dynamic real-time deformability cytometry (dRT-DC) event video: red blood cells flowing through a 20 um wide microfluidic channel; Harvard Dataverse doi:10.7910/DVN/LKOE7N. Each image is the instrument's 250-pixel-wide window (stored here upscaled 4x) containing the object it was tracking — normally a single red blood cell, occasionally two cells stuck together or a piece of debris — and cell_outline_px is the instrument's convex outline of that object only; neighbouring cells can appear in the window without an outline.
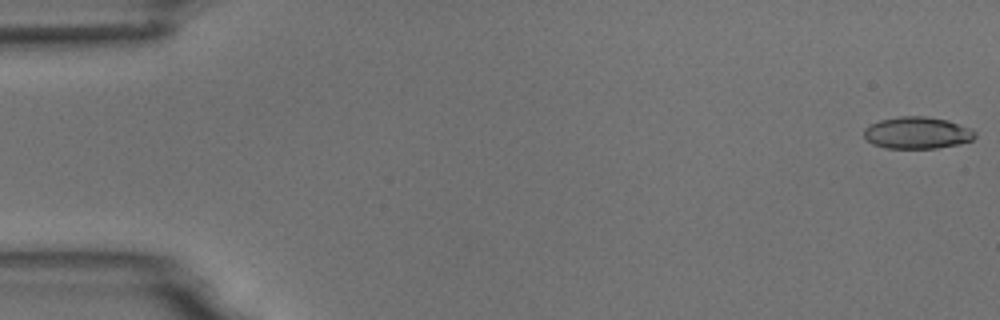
{"species": "common noctule bat (a hibernating species)", "species_latin": "Nyctalus noctula", "temperature_condition": "room temperature", "stored_images_in_passage": 10, "camera_frame_rate_fps": 3000, "um_per_image_px": 0.085, "animal": {"sex": "male", "body_mass_g": 18.8}, "frame": {"image": 1, "passage_image": 1, "time_ms": 0.0, "image_size_px": [1000, 320], "cell_outline_px": [[976, 136], [972, 140], [956, 144], [936, 148], [884, 148], [872, 144], [864, 136], [864, 128], [880, 120], [900, 116], [924, 116], [948, 120], [972, 128], [976, 132]], "centroid_in_image_um": [77.97, 11.28], "position_along_channel_um": 7.0, "area_um2": 20.63}}
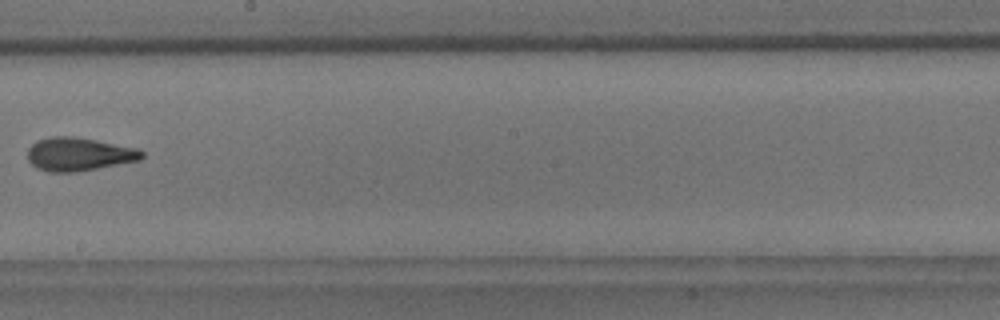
{"frame": {"image": 2, "passage_image": 9, "time_ms": 10.0, "image_size_px": [1000, 320], "cell_outline_px": [[144, 156], [140, 160], [76, 172], [48, 172], [36, 168], [28, 160], [28, 148], [36, 140], [48, 136], [72, 136], [96, 140], [136, 148], [144, 152]], "centroid_in_image_um": [6.67, 13.1], "position_along_channel_um": 241.5, "area_um2": 22.25}}
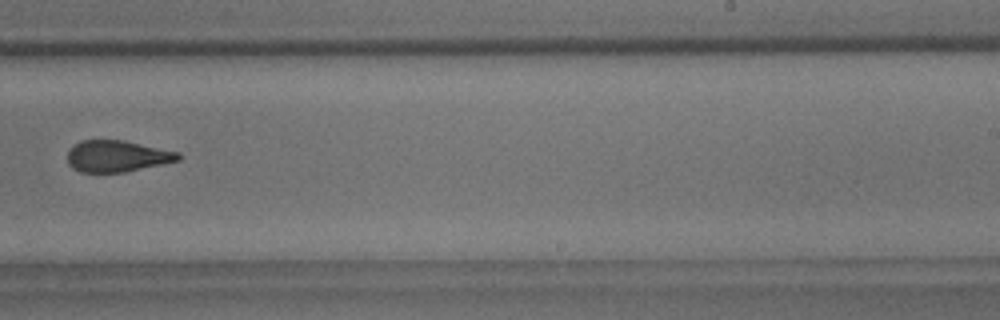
{"frame": {"image": 3, "passage_image": 10, "time_ms": 11.0, "image_size_px": [1000, 320], "cell_outline_px": [[184, 156], [180, 160], [164, 164], [124, 172], [80, 172], [72, 168], [68, 164], [68, 152], [80, 140], [124, 140], [180, 152]], "centroid_in_image_um": [10.01, 13.27], "position_along_channel_um": 279.0, "area_um2": 20.46}}